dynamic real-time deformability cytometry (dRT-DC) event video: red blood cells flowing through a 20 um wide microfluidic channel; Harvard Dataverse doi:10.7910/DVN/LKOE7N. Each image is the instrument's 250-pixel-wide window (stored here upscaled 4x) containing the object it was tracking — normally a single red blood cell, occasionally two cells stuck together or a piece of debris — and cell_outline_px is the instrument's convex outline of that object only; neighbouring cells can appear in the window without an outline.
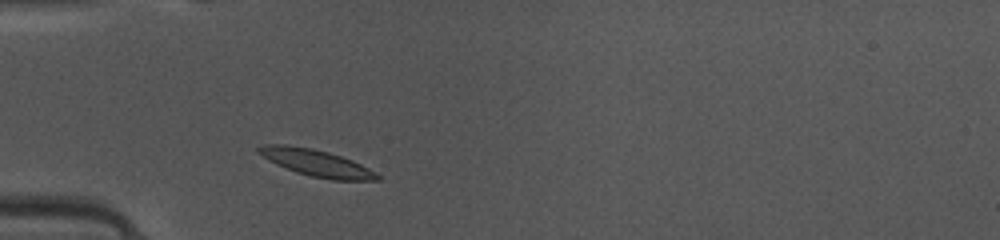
{"species": "common noctule bat (a hibernating species)", "species_latin": "Nyctalus noctula", "temperature_condition": "warm", "stored_images_in_passage": 38, "camera_frame_rate_fps": 3000, "um_per_image_px": 0.085, "animal": {"sex": "female", "body_mass_g": 10.0, "forearm_length_mm": 53.1}, "frame": {"image": 1, "passage_image": 4, "time_ms": 1.0, "image_size_px": [1000, 240], "cell_outline_px": [[380, 180], [332, 180], [312, 176], [296, 172], [276, 164], [256, 152], [256, 148], [264, 144], [284, 144], [312, 148], [328, 152], [352, 160], [376, 172], [380, 176]], "centroid_in_image_um": [26.88, 13.84], "position_along_channel_um": 58.1, "area_um2": 18.38}}
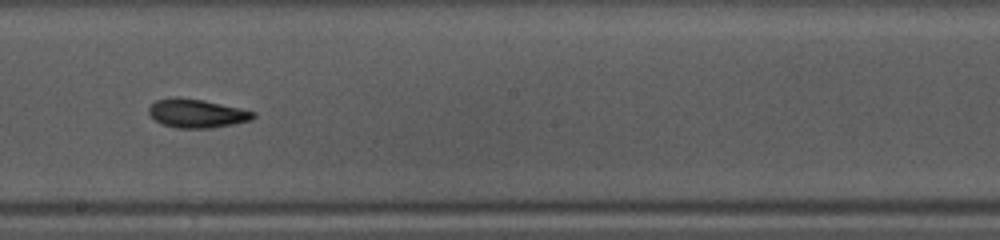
{"frame": {"image": 2, "passage_image": 17, "time_ms": 5.333, "image_size_px": [1000, 240], "cell_outline_px": [[256, 116], [252, 120], [212, 128], [176, 128], [160, 124], [148, 112], [148, 108], [156, 100], [176, 96], [180, 96], [204, 100], [240, 108], [256, 112]], "centroid_in_image_um": [16.72, 9.63], "position_along_channel_um": 231.5, "area_um2": 17.63}}
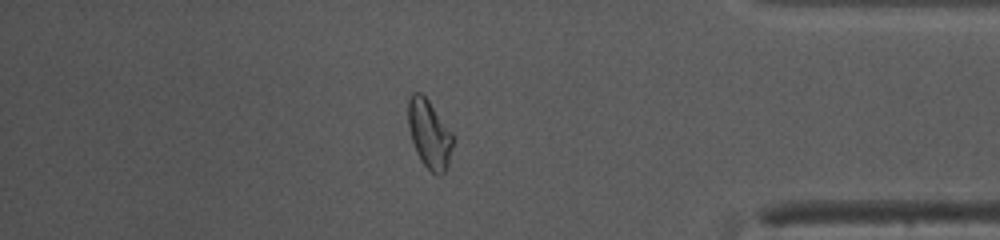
{"frame": {"image": 3, "passage_image": 31, "time_ms": 10.0, "image_size_px": [1000, 240], "cell_outline_px": [[456, 140], [448, 164], [444, 172], [440, 176], [436, 176], [420, 160], [416, 152], [412, 140], [408, 124], [408, 96], [412, 92], [420, 92], [428, 100], [452, 132]], "centroid_in_image_um": [36.51, 11.4], "position_along_channel_um": 398.7, "area_um2": 18.09}, "authors_computed_cell_mechanics": {"area_um2": 17.4556, "velocity_mm_per_s": 4.1235, "shape_relaxation_time_tau1_ms": 6.0441, "shape_relaxation_time_tau2_ms": null, "deformation_change_tau1": 0.2134, "deformation_change_tau2": null}}